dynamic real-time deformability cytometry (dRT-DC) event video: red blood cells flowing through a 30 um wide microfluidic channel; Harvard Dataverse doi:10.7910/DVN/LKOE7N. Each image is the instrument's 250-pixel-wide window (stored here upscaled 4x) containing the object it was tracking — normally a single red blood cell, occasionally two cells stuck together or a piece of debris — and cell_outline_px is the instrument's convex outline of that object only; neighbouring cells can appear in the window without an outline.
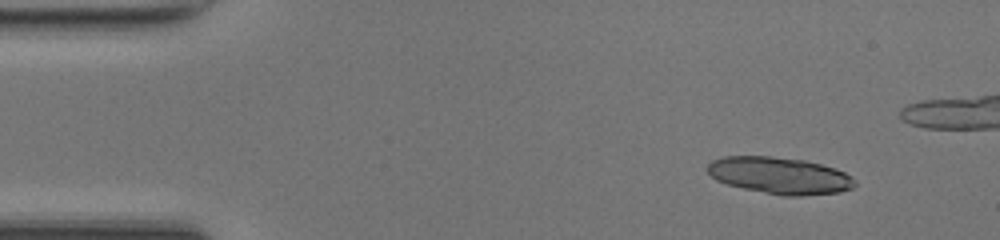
{"species": "common noctule bat (a hibernating species)", "species_latin": "Nyctalus noctula", "temperature_condition": "room temperature", "stored_images_in_passage": 1, "camera_frame_rate_fps": 3000, "um_per_image_px": 0.085, "animal": {"sex": "female", "body_mass_g": 17.0, "forearm_length_mm": 48.0}, "frame": {"image": 1, "passage_image": 1, "time_ms": 0.0, "image_size_px": [1000, 240], "cell_outline_px": [[856, 184], [852, 188], [840, 192], [800, 196], [784, 196], [744, 188], [728, 184], [716, 180], [708, 172], [708, 164], [712, 160], [724, 156], [772, 156], [804, 160], [836, 168], [852, 176], [856, 180]], "centroid_in_image_um": [66.3, 14.91], "position_along_channel_um": 18.7, "area_um2": 31.56}}